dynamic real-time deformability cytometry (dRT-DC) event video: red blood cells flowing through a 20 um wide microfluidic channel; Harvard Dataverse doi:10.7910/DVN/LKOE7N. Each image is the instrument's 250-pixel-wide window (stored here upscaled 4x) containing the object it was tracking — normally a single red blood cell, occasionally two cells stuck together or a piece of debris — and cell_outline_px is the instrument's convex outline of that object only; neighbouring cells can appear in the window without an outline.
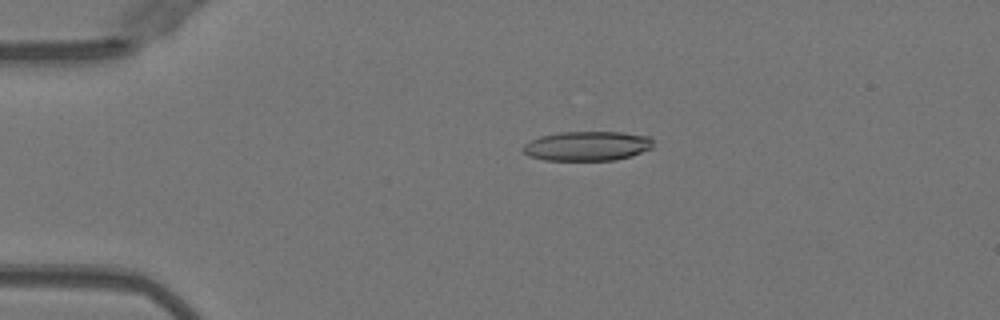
{"species": "Egyptian fruit bat (a non-hibernating species)", "species_latin": "Rousettus aegyptiacus", "temperature_condition": "warm", "stored_images_in_passage": 50, "camera_frame_rate_fps": 3000, "um_per_image_px": 0.085, "animal": {"sex": "female"}, "frame": {"image": 1, "passage_image": 11, "time_ms": 3.333, "image_size_px": [1000, 320], "cell_outline_px": [[652, 148], [632, 156], [612, 160], [544, 160], [528, 156], [520, 148], [524, 144], [540, 136], [560, 132], [620, 132], [648, 136], [652, 140]], "centroid_in_image_um": [49.88, 12.41], "position_along_channel_um": 35.1, "area_um2": 22.37}}
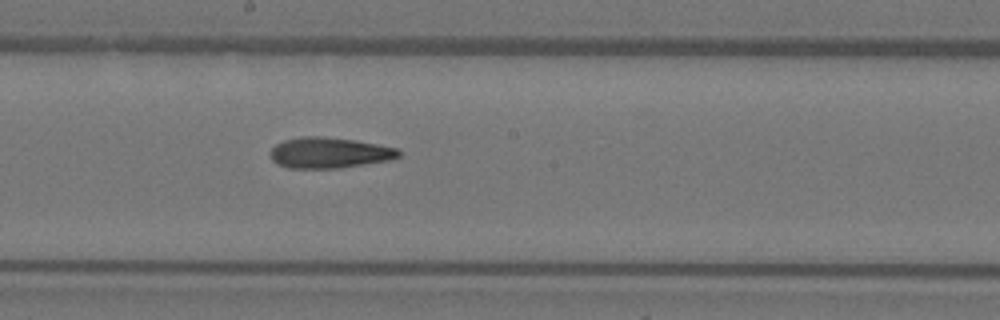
{"frame": {"image": 2, "passage_image": 28, "time_ms": 9.0, "image_size_px": [1000, 320], "cell_outline_px": [[400, 156], [392, 160], [340, 168], [288, 168], [276, 164], [272, 160], [272, 148], [276, 144], [284, 140], [300, 136], [320, 136], [356, 140], [400, 148]], "centroid_in_image_um": [28.03, 12.98], "position_along_channel_um": 220.2, "area_um2": 23.24}}
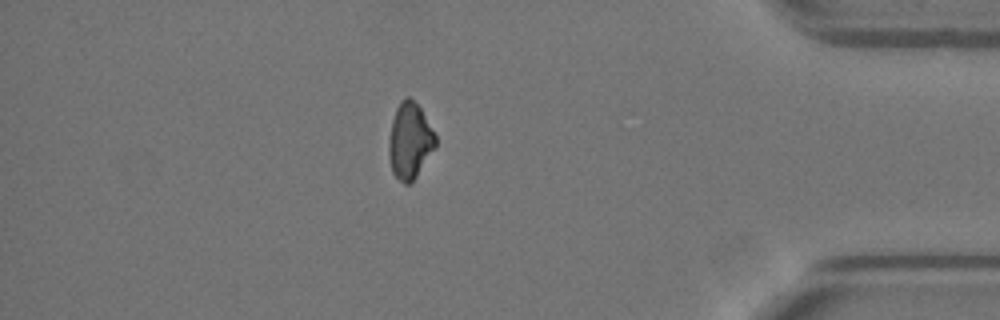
{"frame": {"image": 3, "passage_image": 44, "time_ms": 14.333, "image_size_px": [1000, 320], "cell_outline_px": [[436, 148], [416, 176], [408, 184], [404, 184], [392, 172], [388, 152], [388, 144], [392, 120], [396, 108], [400, 100], [404, 96], [408, 96], [420, 108], [436, 136]], "centroid_in_image_um": [34.83, 11.96], "position_along_channel_um": 400.4, "area_um2": 20.58}, "authors_computed_cell_mechanics": {"area_um2": 22.5709, "velocity_mm_per_s": 4.0549, "shape_relaxation_time_tau1_ms": 7.1057, "shape_relaxation_time_tau2_ms": 3.7478, "deformation_change_tau1": 0.2426, "deformation_change_tau2": 0.1552}}